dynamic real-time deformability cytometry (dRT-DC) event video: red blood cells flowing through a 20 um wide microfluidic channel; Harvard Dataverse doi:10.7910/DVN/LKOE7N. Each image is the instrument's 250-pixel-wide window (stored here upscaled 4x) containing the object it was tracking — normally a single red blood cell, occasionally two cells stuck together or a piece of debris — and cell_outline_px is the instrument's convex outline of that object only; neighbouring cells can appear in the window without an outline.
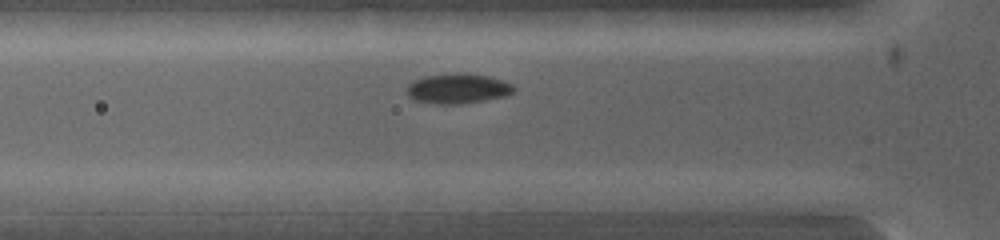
{"species": "common noctule bat (a hibernating species)", "species_latin": "Nyctalus noctula", "temperature_condition": "warm", "stored_images_in_passage": 8, "camera_frame_rate_fps": 5000, "um_per_image_px": 0.085, "animal": {"sex": "female", "body_mass_g": 19.0, "forearm_length_mm": 53.3}, "frame": {"image": 1, "passage_image": 4, "time_ms": 1.0, "image_size_px": [1000, 240], "cell_outline_px": [[516, 88], [512, 92], [504, 96], [460, 104], [436, 104], [416, 100], [408, 96], [408, 84], [424, 76], [460, 72], [464, 72], [488, 76], [512, 84]], "centroid_in_image_um": [38.91, 7.52], "position_along_channel_um": 86.9, "area_um2": 18.5}}
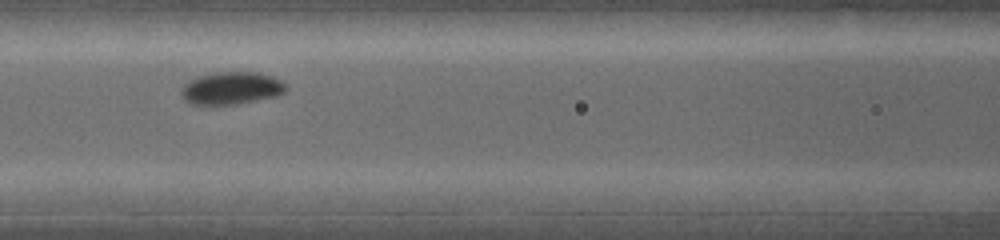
{"frame": {"image": 2, "passage_image": 6, "time_ms": 2.0, "image_size_px": [1000, 240], "cell_outline_px": [[284, 88], [280, 92], [272, 96], [232, 104], [192, 104], [180, 92], [184, 84], [200, 76], [216, 72], [256, 72], [272, 76], [280, 80], [284, 84]], "centroid_in_image_um": [19.62, 7.47], "position_along_channel_um": 147.0, "area_um2": 18.9}}